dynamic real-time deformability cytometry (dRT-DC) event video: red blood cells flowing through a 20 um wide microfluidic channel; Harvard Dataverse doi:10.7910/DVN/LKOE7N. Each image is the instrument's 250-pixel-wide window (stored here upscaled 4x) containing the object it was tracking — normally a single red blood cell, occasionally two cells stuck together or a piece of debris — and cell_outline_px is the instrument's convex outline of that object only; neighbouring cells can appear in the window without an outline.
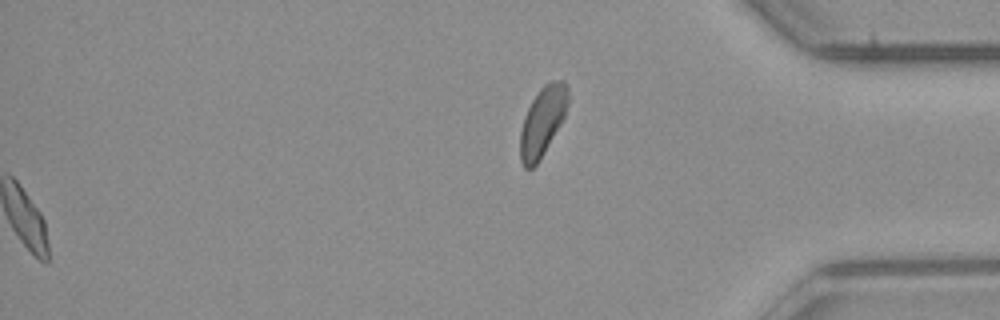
{"species": "common noctule bat (a hibernating species)", "species_latin": "Nyctalus noctula", "temperature_condition": "room temperature", "stored_images_in_passage": 54, "segment_of_instrument_passage": [2, 2], "camera_frame_rate_fps": 3000, "um_per_image_px": 0.085, "animal": {"sex": "male", "body_mass_g": 23.1, "forearm_length_mm": 52.7}, "frame": {"image": 1, "passage_image": 54, "time_ms": 17.667, "image_size_px": [1000, 320], "cell_outline_px": [[568, 104], [564, 116], [560, 124], [540, 160], [532, 168], [524, 168], [520, 160], [520, 132], [524, 116], [532, 100], [540, 88], [544, 84], [552, 80], [564, 80], [568, 88]], "centroid_in_image_um": [46.11, 10.3], "position_along_channel_um": 389.1, "area_um2": 19.25}}